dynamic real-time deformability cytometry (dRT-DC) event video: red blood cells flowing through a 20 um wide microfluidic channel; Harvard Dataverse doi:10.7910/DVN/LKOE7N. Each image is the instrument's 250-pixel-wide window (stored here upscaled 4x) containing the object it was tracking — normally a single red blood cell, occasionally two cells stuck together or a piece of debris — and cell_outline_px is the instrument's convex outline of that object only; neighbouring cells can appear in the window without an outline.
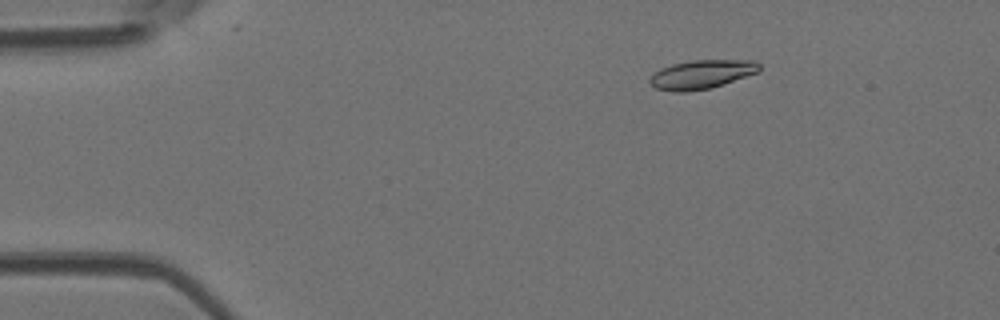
{"species": "Egyptian fruit bat (a non-hibernating species)", "species_latin": "Rousettus aegyptiacus", "temperature_condition": "room temperature", "stored_images_in_passage": 5, "camera_frame_rate_fps": 3000, "um_per_image_px": 0.085, "animal": {"sex": "female"}, "frame": {"image": 1, "passage_image": 3, "time_ms": 0.667, "image_size_px": [1000, 320], "cell_outline_px": [[760, 72], [712, 88], [688, 92], [676, 92], [656, 88], [648, 80], [660, 68], [672, 64], [688, 60], [752, 60], [760, 64]], "centroid_in_image_um": [59.67, 6.32], "position_along_channel_um": 25.3, "area_um2": 18.55}}
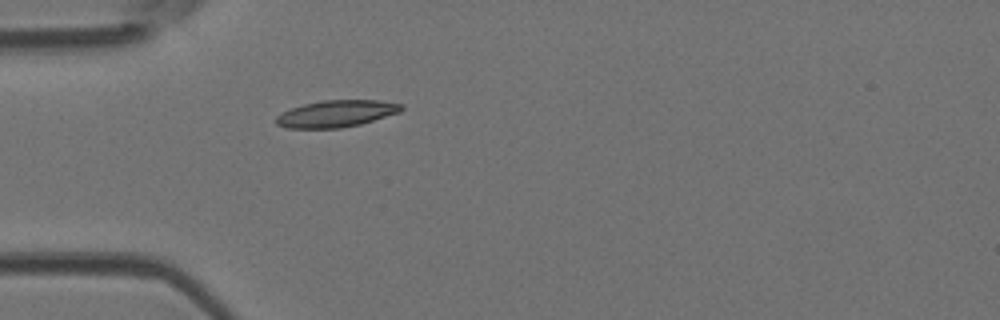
{"frame": {"image": 2, "passage_image": 5, "time_ms": 1.333, "image_size_px": [1000, 320], "cell_outline_px": [[404, 108], [400, 112], [360, 124], [340, 128], [284, 128], [276, 124], [276, 116], [280, 112], [304, 104], [324, 100], [376, 100], [404, 104]], "centroid_in_image_um": [28.57, 9.66], "position_along_channel_um": 56.4, "area_um2": 19.59}}